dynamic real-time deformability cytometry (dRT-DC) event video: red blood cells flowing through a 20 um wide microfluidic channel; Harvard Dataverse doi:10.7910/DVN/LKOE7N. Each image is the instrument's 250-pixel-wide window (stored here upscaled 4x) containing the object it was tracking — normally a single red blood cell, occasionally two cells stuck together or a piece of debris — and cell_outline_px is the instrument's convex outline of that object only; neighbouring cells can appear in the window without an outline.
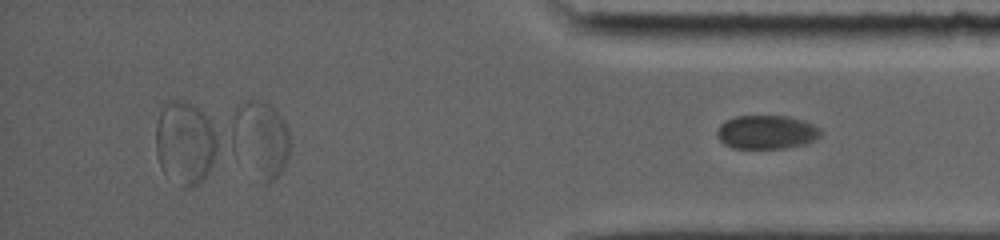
{"species": "common noctule bat (a hibernating species)", "species_latin": "Nyctalus noctula", "temperature_condition": "room temperature", "stored_images_in_passage": 18, "segment_of_instrument_passage": [2, 2], "camera_frame_rate_fps": 5000, "um_per_image_px": 0.085, "animal": {"sex": "female", "body_mass_g": 19.0, "forearm_length_mm": 56.7}, "frame": {"image": 1, "passage_image": 18, "time_ms": 11.8, "image_size_px": [1000, 240], "cell_outline_px": [[824, 132], [816, 140], [808, 144], [784, 148], [732, 148], [724, 144], [716, 136], [716, 132], [720, 124], [724, 120], [736, 116], [788, 116], [804, 120], [820, 128]], "centroid_in_image_um": [65.18, 11.23], "position_along_channel_um": 370.0, "area_um2": 20.75}}